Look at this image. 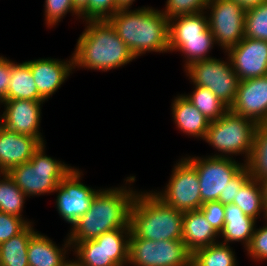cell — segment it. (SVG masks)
<instances>
[{
    "instance_id": "cell-1",
    "label": "cell",
    "mask_w": 267,
    "mask_h": 266,
    "mask_svg": "<svg viewBox=\"0 0 267 266\" xmlns=\"http://www.w3.org/2000/svg\"><path fill=\"white\" fill-rule=\"evenodd\" d=\"M126 178L124 186L98 189L89 210L70 227L67 234L70 243L93 240L111 230L130 228L131 207L138 191L130 188L136 177Z\"/></svg>"
},
{
    "instance_id": "cell-2",
    "label": "cell",
    "mask_w": 267,
    "mask_h": 266,
    "mask_svg": "<svg viewBox=\"0 0 267 266\" xmlns=\"http://www.w3.org/2000/svg\"><path fill=\"white\" fill-rule=\"evenodd\" d=\"M107 20L136 58L146 52H169V19L161 10L150 6L124 8Z\"/></svg>"
},
{
    "instance_id": "cell-3",
    "label": "cell",
    "mask_w": 267,
    "mask_h": 266,
    "mask_svg": "<svg viewBox=\"0 0 267 266\" xmlns=\"http://www.w3.org/2000/svg\"><path fill=\"white\" fill-rule=\"evenodd\" d=\"M85 24L71 55L74 69L107 72L136 59L107 19L85 20Z\"/></svg>"
},
{
    "instance_id": "cell-4",
    "label": "cell",
    "mask_w": 267,
    "mask_h": 266,
    "mask_svg": "<svg viewBox=\"0 0 267 266\" xmlns=\"http://www.w3.org/2000/svg\"><path fill=\"white\" fill-rule=\"evenodd\" d=\"M183 212L168 206L152 191H138L130 213V238L182 240Z\"/></svg>"
},
{
    "instance_id": "cell-5",
    "label": "cell",
    "mask_w": 267,
    "mask_h": 266,
    "mask_svg": "<svg viewBox=\"0 0 267 266\" xmlns=\"http://www.w3.org/2000/svg\"><path fill=\"white\" fill-rule=\"evenodd\" d=\"M214 44L206 11L169 19V52L184 54V69L193 62L213 58L209 54Z\"/></svg>"
},
{
    "instance_id": "cell-6",
    "label": "cell",
    "mask_w": 267,
    "mask_h": 266,
    "mask_svg": "<svg viewBox=\"0 0 267 266\" xmlns=\"http://www.w3.org/2000/svg\"><path fill=\"white\" fill-rule=\"evenodd\" d=\"M46 143L41 144L32 158L13 167L8 175L27 196H40L54 193L60 181L74 168L45 153Z\"/></svg>"
},
{
    "instance_id": "cell-7",
    "label": "cell",
    "mask_w": 267,
    "mask_h": 266,
    "mask_svg": "<svg viewBox=\"0 0 267 266\" xmlns=\"http://www.w3.org/2000/svg\"><path fill=\"white\" fill-rule=\"evenodd\" d=\"M258 124L246 117L236 115L228 110L218 120L211 121L204 141H206L216 154L212 157L233 158L237 155H245L244 163L249 159L254 134Z\"/></svg>"
},
{
    "instance_id": "cell-8",
    "label": "cell",
    "mask_w": 267,
    "mask_h": 266,
    "mask_svg": "<svg viewBox=\"0 0 267 266\" xmlns=\"http://www.w3.org/2000/svg\"><path fill=\"white\" fill-rule=\"evenodd\" d=\"M130 228L103 233L98 238L70 243L81 266H128Z\"/></svg>"
},
{
    "instance_id": "cell-9",
    "label": "cell",
    "mask_w": 267,
    "mask_h": 266,
    "mask_svg": "<svg viewBox=\"0 0 267 266\" xmlns=\"http://www.w3.org/2000/svg\"><path fill=\"white\" fill-rule=\"evenodd\" d=\"M226 55L225 61L214 57L200 60L191 63L184 71L194 86L208 88L230 108L236 98L240 80L225 52Z\"/></svg>"
},
{
    "instance_id": "cell-10",
    "label": "cell",
    "mask_w": 267,
    "mask_h": 266,
    "mask_svg": "<svg viewBox=\"0 0 267 266\" xmlns=\"http://www.w3.org/2000/svg\"><path fill=\"white\" fill-rule=\"evenodd\" d=\"M197 171L202 204L219 201L225 205V189L230 180L245 166L232 158L184 157Z\"/></svg>"
},
{
    "instance_id": "cell-11",
    "label": "cell",
    "mask_w": 267,
    "mask_h": 266,
    "mask_svg": "<svg viewBox=\"0 0 267 266\" xmlns=\"http://www.w3.org/2000/svg\"><path fill=\"white\" fill-rule=\"evenodd\" d=\"M191 258L182 240H129V266H191Z\"/></svg>"
},
{
    "instance_id": "cell-12",
    "label": "cell",
    "mask_w": 267,
    "mask_h": 266,
    "mask_svg": "<svg viewBox=\"0 0 267 266\" xmlns=\"http://www.w3.org/2000/svg\"><path fill=\"white\" fill-rule=\"evenodd\" d=\"M209 9V10H208ZM215 45L227 52L245 37L246 10L232 0H209L206 7Z\"/></svg>"
},
{
    "instance_id": "cell-13",
    "label": "cell",
    "mask_w": 267,
    "mask_h": 266,
    "mask_svg": "<svg viewBox=\"0 0 267 266\" xmlns=\"http://www.w3.org/2000/svg\"><path fill=\"white\" fill-rule=\"evenodd\" d=\"M174 165L165 189L153 193L165 204L181 212L198 210L202 202L196 169L184 157Z\"/></svg>"
},
{
    "instance_id": "cell-14",
    "label": "cell",
    "mask_w": 267,
    "mask_h": 266,
    "mask_svg": "<svg viewBox=\"0 0 267 266\" xmlns=\"http://www.w3.org/2000/svg\"><path fill=\"white\" fill-rule=\"evenodd\" d=\"M84 175L79 168H73L59 183L54 193L56 196L55 207L60 217L71 224L72 227L77 220L90 208L91 203L98 191L86 186L81 182Z\"/></svg>"
},
{
    "instance_id": "cell-15",
    "label": "cell",
    "mask_w": 267,
    "mask_h": 266,
    "mask_svg": "<svg viewBox=\"0 0 267 266\" xmlns=\"http://www.w3.org/2000/svg\"><path fill=\"white\" fill-rule=\"evenodd\" d=\"M45 101H31L26 99L5 100L0 115V124L11 131L37 138L42 144L44 140L40 132L41 106Z\"/></svg>"
},
{
    "instance_id": "cell-16",
    "label": "cell",
    "mask_w": 267,
    "mask_h": 266,
    "mask_svg": "<svg viewBox=\"0 0 267 266\" xmlns=\"http://www.w3.org/2000/svg\"><path fill=\"white\" fill-rule=\"evenodd\" d=\"M226 53L240 81L267 75V41L244 37Z\"/></svg>"
},
{
    "instance_id": "cell-17",
    "label": "cell",
    "mask_w": 267,
    "mask_h": 266,
    "mask_svg": "<svg viewBox=\"0 0 267 266\" xmlns=\"http://www.w3.org/2000/svg\"><path fill=\"white\" fill-rule=\"evenodd\" d=\"M229 110L257 124H267V75L239 81Z\"/></svg>"
},
{
    "instance_id": "cell-18",
    "label": "cell",
    "mask_w": 267,
    "mask_h": 266,
    "mask_svg": "<svg viewBox=\"0 0 267 266\" xmlns=\"http://www.w3.org/2000/svg\"><path fill=\"white\" fill-rule=\"evenodd\" d=\"M39 95L45 100L55 94L74 70L73 57L69 60L39 58L28 61Z\"/></svg>"
},
{
    "instance_id": "cell-19",
    "label": "cell",
    "mask_w": 267,
    "mask_h": 266,
    "mask_svg": "<svg viewBox=\"0 0 267 266\" xmlns=\"http://www.w3.org/2000/svg\"><path fill=\"white\" fill-rule=\"evenodd\" d=\"M42 143L34 137L11 131L0 124V170L8 173L13 167L28 162Z\"/></svg>"
},
{
    "instance_id": "cell-20",
    "label": "cell",
    "mask_w": 267,
    "mask_h": 266,
    "mask_svg": "<svg viewBox=\"0 0 267 266\" xmlns=\"http://www.w3.org/2000/svg\"><path fill=\"white\" fill-rule=\"evenodd\" d=\"M66 238L61 248L48 236L36 231L30 237L28 244L29 266H64L69 261L66 258L67 252L72 249L68 235Z\"/></svg>"
},
{
    "instance_id": "cell-21",
    "label": "cell",
    "mask_w": 267,
    "mask_h": 266,
    "mask_svg": "<svg viewBox=\"0 0 267 266\" xmlns=\"http://www.w3.org/2000/svg\"><path fill=\"white\" fill-rule=\"evenodd\" d=\"M218 239L219 233L199 209L183 212L182 241L191 253L220 242Z\"/></svg>"
},
{
    "instance_id": "cell-22",
    "label": "cell",
    "mask_w": 267,
    "mask_h": 266,
    "mask_svg": "<svg viewBox=\"0 0 267 266\" xmlns=\"http://www.w3.org/2000/svg\"><path fill=\"white\" fill-rule=\"evenodd\" d=\"M171 106L173 121L178 130L190 137L204 140L210 121L183 94L177 95Z\"/></svg>"
},
{
    "instance_id": "cell-23",
    "label": "cell",
    "mask_w": 267,
    "mask_h": 266,
    "mask_svg": "<svg viewBox=\"0 0 267 266\" xmlns=\"http://www.w3.org/2000/svg\"><path fill=\"white\" fill-rule=\"evenodd\" d=\"M256 222L235 204H226L224 227L219 233V238H223V241L220 243L230 245L233 242H240L246 249L254 233Z\"/></svg>"
},
{
    "instance_id": "cell-24",
    "label": "cell",
    "mask_w": 267,
    "mask_h": 266,
    "mask_svg": "<svg viewBox=\"0 0 267 266\" xmlns=\"http://www.w3.org/2000/svg\"><path fill=\"white\" fill-rule=\"evenodd\" d=\"M14 99L45 101L38 93L28 61L22 63L12 61L10 83L5 100Z\"/></svg>"
},
{
    "instance_id": "cell-25",
    "label": "cell",
    "mask_w": 267,
    "mask_h": 266,
    "mask_svg": "<svg viewBox=\"0 0 267 266\" xmlns=\"http://www.w3.org/2000/svg\"><path fill=\"white\" fill-rule=\"evenodd\" d=\"M33 226L28 224L19 234L0 244V266H29L28 244L36 232Z\"/></svg>"
},
{
    "instance_id": "cell-26",
    "label": "cell",
    "mask_w": 267,
    "mask_h": 266,
    "mask_svg": "<svg viewBox=\"0 0 267 266\" xmlns=\"http://www.w3.org/2000/svg\"><path fill=\"white\" fill-rule=\"evenodd\" d=\"M233 204L238 206L244 214L257 220L262 213L263 220L267 219V210L263 201L260 182L250 178L243 187L238 190Z\"/></svg>"
},
{
    "instance_id": "cell-27",
    "label": "cell",
    "mask_w": 267,
    "mask_h": 266,
    "mask_svg": "<svg viewBox=\"0 0 267 266\" xmlns=\"http://www.w3.org/2000/svg\"><path fill=\"white\" fill-rule=\"evenodd\" d=\"M251 178L257 181L267 179V124H258L249 159L246 161Z\"/></svg>"
},
{
    "instance_id": "cell-28",
    "label": "cell",
    "mask_w": 267,
    "mask_h": 266,
    "mask_svg": "<svg viewBox=\"0 0 267 266\" xmlns=\"http://www.w3.org/2000/svg\"><path fill=\"white\" fill-rule=\"evenodd\" d=\"M232 248L220 242L199 248L192 253L191 266H237Z\"/></svg>"
},
{
    "instance_id": "cell-29",
    "label": "cell",
    "mask_w": 267,
    "mask_h": 266,
    "mask_svg": "<svg viewBox=\"0 0 267 266\" xmlns=\"http://www.w3.org/2000/svg\"><path fill=\"white\" fill-rule=\"evenodd\" d=\"M190 94H183L210 122L218 120L229 107L208 88L194 86Z\"/></svg>"
},
{
    "instance_id": "cell-30",
    "label": "cell",
    "mask_w": 267,
    "mask_h": 266,
    "mask_svg": "<svg viewBox=\"0 0 267 266\" xmlns=\"http://www.w3.org/2000/svg\"><path fill=\"white\" fill-rule=\"evenodd\" d=\"M26 198L8 173L0 174V212L24 219L22 212Z\"/></svg>"
},
{
    "instance_id": "cell-31",
    "label": "cell",
    "mask_w": 267,
    "mask_h": 266,
    "mask_svg": "<svg viewBox=\"0 0 267 266\" xmlns=\"http://www.w3.org/2000/svg\"><path fill=\"white\" fill-rule=\"evenodd\" d=\"M245 37L267 41V0L246 10Z\"/></svg>"
},
{
    "instance_id": "cell-32",
    "label": "cell",
    "mask_w": 267,
    "mask_h": 266,
    "mask_svg": "<svg viewBox=\"0 0 267 266\" xmlns=\"http://www.w3.org/2000/svg\"><path fill=\"white\" fill-rule=\"evenodd\" d=\"M67 13L75 15L76 19H81V14L75 9L73 0H45L44 20L48 28L59 25L58 22H61Z\"/></svg>"
},
{
    "instance_id": "cell-33",
    "label": "cell",
    "mask_w": 267,
    "mask_h": 266,
    "mask_svg": "<svg viewBox=\"0 0 267 266\" xmlns=\"http://www.w3.org/2000/svg\"><path fill=\"white\" fill-rule=\"evenodd\" d=\"M209 0H167L162 13L168 18L206 11Z\"/></svg>"
},
{
    "instance_id": "cell-34",
    "label": "cell",
    "mask_w": 267,
    "mask_h": 266,
    "mask_svg": "<svg viewBox=\"0 0 267 266\" xmlns=\"http://www.w3.org/2000/svg\"><path fill=\"white\" fill-rule=\"evenodd\" d=\"M120 8L116 0H89L88 6L80 13L85 20H103L111 17Z\"/></svg>"
},
{
    "instance_id": "cell-35",
    "label": "cell",
    "mask_w": 267,
    "mask_h": 266,
    "mask_svg": "<svg viewBox=\"0 0 267 266\" xmlns=\"http://www.w3.org/2000/svg\"><path fill=\"white\" fill-rule=\"evenodd\" d=\"M265 223L262 228L255 227L251 241L245 249L247 256L257 262L267 260V219Z\"/></svg>"
},
{
    "instance_id": "cell-36",
    "label": "cell",
    "mask_w": 267,
    "mask_h": 266,
    "mask_svg": "<svg viewBox=\"0 0 267 266\" xmlns=\"http://www.w3.org/2000/svg\"><path fill=\"white\" fill-rule=\"evenodd\" d=\"M0 212V244L19 234L32 221Z\"/></svg>"
},
{
    "instance_id": "cell-37",
    "label": "cell",
    "mask_w": 267,
    "mask_h": 266,
    "mask_svg": "<svg viewBox=\"0 0 267 266\" xmlns=\"http://www.w3.org/2000/svg\"><path fill=\"white\" fill-rule=\"evenodd\" d=\"M199 210L218 233L223 230L225 222V205L219 201H208L203 203Z\"/></svg>"
},
{
    "instance_id": "cell-38",
    "label": "cell",
    "mask_w": 267,
    "mask_h": 266,
    "mask_svg": "<svg viewBox=\"0 0 267 266\" xmlns=\"http://www.w3.org/2000/svg\"><path fill=\"white\" fill-rule=\"evenodd\" d=\"M251 178L249 171L246 166H244L228 183L225 189V205L232 204L238 190H240L243 185Z\"/></svg>"
},
{
    "instance_id": "cell-39",
    "label": "cell",
    "mask_w": 267,
    "mask_h": 266,
    "mask_svg": "<svg viewBox=\"0 0 267 266\" xmlns=\"http://www.w3.org/2000/svg\"><path fill=\"white\" fill-rule=\"evenodd\" d=\"M12 60L0 56V103L5 101L11 77Z\"/></svg>"
},
{
    "instance_id": "cell-40",
    "label": "cell",
    "mask_w": 267,
    "mask_h": 266,
    "mask_svg": "<svg viewBox=\"0 0 267 266\" xmlns=\"http://www.w3.org/2000/svg\"><path fill=\"white\" fill-rule=\"evenodd\" d=\"M241 5L245 10L255 8L266 0H232Z\"/></svg>"
},
{
    "instance_id": "cell-41",
    "label": "cell",
    "mask_w": 267,
    "mask_h": 266,
    "mask_svg": "<svg viewBox=\"0 0 267 266\" xmlns=\"http://www.w3.org/2000/svg\"><path fill=\"white\" fill-rule=\"evenodd\" d=\"M75 9L81 13L87 6L89 3V0H73Z\"/></svg>"
},
{
    "instance_id": "cell-42",
    "label": "cell",
    "mask_w": 267,
    "mask_h": 266,
    "mask_svg": "<svg viewBox=\"0 0 267 266\" xmlns=\"http://www.w3.org/2000/svg\"><path fill=\"white\" fill-rule=\"evenodd\" d=\"M260 185L262 189L263 201L267 210V179L261 180Z\"/></svg>"
},
{
    "instance_id": "cell-43",
    "label": "cell",
    "mask_w": 267,
    "mask_h": 266,
    "mask_svg": "<svg viewBox=\"0 0 267 266\" xmlns=\"http://www.w3.org/2000/svg\"><path fill=\"white\" fill-rule=\"evenodd\" d=\"M117 1V5L120 9H124V8H131L133 2L135 0H116Z\"/></svg>"
},
{
    "instance_id": "cell-44",
    "label": "cell",
    "mask_w": 267,
    "mask_h": 266,
    "mask_svg": "<svg viewBox=\"0 0 267 266\" xmlns=\"http://www.w3.org/2000/svg\"><path fill=\"white\" fill-rule=\"evenodd\" d=\"M64 266H81L76 260L74 259L69 260Z\"/></svg>"
}]
</instances>
